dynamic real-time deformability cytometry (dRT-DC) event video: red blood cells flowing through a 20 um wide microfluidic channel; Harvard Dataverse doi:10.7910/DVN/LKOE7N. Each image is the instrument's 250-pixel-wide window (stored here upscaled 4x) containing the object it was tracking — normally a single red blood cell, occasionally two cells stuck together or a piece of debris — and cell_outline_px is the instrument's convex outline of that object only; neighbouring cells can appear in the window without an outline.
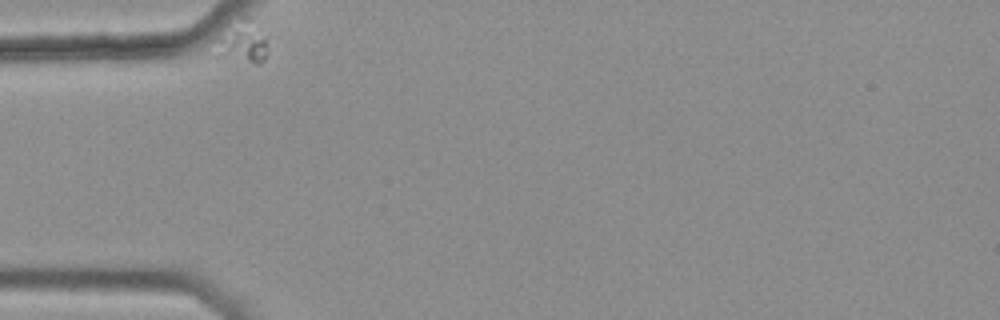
{"species": "common noctule bat (a hibernating species)", "species_latin": "Nyctalus noctula", "temperature_condition": "warm", "stored_images_in_passage": 4, "camera_frame_rate_fps": 3000, "um_per_image_px": 0.085, "animal": {"sex": "female", "body_mass_g": 25.1}, "frame": {"image": 1, "passage_image": 1, "time_ms": 0.0, "image_size_px": [1000, 320], "cell_outline_px": [[268, 44], [264, 60], [260, 64], [256, 64], [216, 56], [220, 40], [240, 16], [248, 16], [260, 24], [268, 32]], "centroid_in_image_um": [20.79, 3.55], "position_along_channel_um": 64.2, "area_um2": 12.77}}